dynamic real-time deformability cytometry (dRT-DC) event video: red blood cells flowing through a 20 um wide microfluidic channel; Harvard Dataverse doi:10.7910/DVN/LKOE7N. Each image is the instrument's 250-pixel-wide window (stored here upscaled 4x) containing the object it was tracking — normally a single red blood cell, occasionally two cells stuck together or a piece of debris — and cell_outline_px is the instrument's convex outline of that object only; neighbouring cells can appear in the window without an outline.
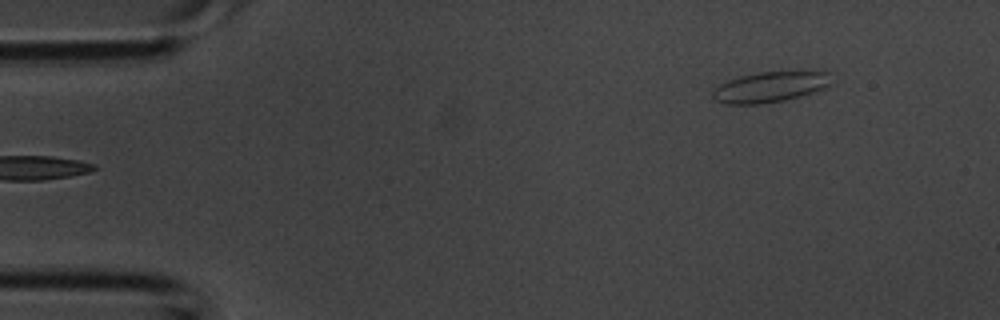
{"species": "common noctule bat (a hibernating species)", "species_latin": "Nyctalus noctula", "temperature_condition": "room temperature", "stored_images_in_passage": 2, "camera_frame_rate_fps": 3000, "um_per_image_px": 0.085, "animal": {"sex": "male", "body_mass_g": 20.1, "forearm_length_mm": 53.5}, "frame": {"image": 1, "passage_image": 2, "time_ms": 0.333, "image_size_px": [1000, 320], "cell_outline_px": [[836, 84], [800, 96], [784, 100], [756, 104], [724, 104], [716, 100], [712, 96], [712, 88], [728, 80], [740, 76], [760, 72], [828, 72]], "centroid_in_image_um": [65.46, 7.39], "position_along_channel_um": 19.5, "area_um2": 21.1}}